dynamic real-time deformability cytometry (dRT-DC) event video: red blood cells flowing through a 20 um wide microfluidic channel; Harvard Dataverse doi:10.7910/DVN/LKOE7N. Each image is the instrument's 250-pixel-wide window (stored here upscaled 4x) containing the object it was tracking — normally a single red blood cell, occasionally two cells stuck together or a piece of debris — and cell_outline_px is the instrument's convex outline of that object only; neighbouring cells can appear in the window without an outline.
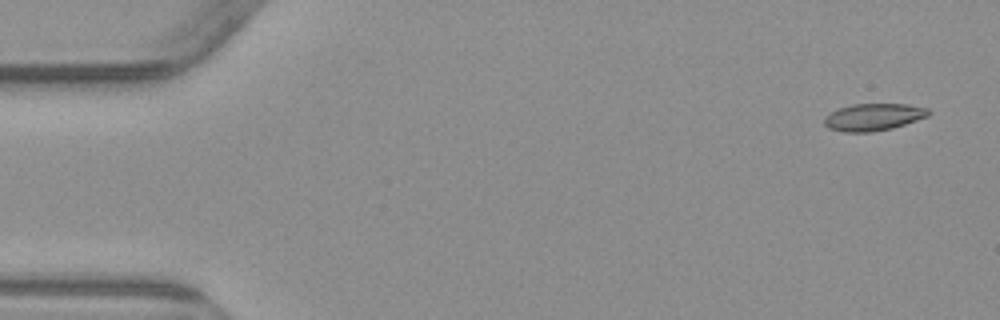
{"species": "common noctule bat (a hibernating species)", "species_latin": "Nyctalus noctula", "temperature_condition": "warm", "stored_images_in_passage": 4, "camera_frame_rate_fps": 3000, "um_per_image_px": 0.085, "animal": {"sex": "male", "body_mass_g": 23.1, "forearm_length_mm": 52.7}, "frame": {"image": 1, "passage_image": 1, "time_ms": 0.0, "image_size_px": [1000, 320], "cell_outline_px": [[932, 112], [928, 116], [892, 128], [872, 132], [844, 132], [828, 128], [824, 124], [824, 116], [840, 108], [852, 104], [908, 104], [928, 108]], "centroid_in_image_um": [74.25, 9.95], "position_along_channel_um": 10.8, "area_um2": 16.47}}
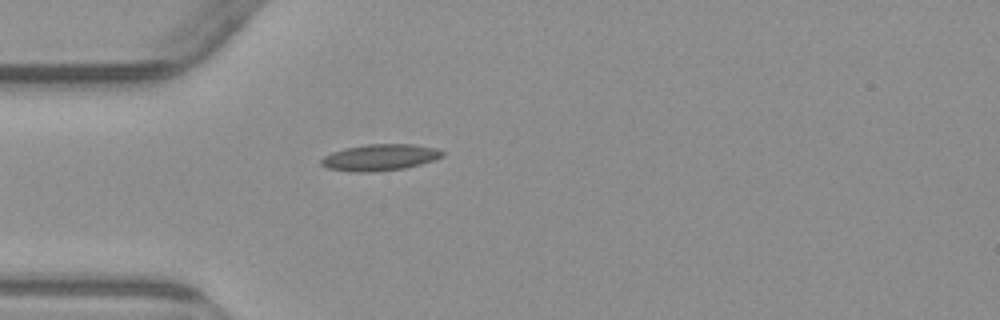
{"frame": {"image": 2, "passage_image": 4, "time_ms": 4.333, "image_size_px": [1000, 320], "cell_outline_px": [[444, 156], [420, 164], [404, 168], [372, 172], [360, 172], [328, 168], [320, 164], [320, 160], [324, 156], [332, 152], [344, 148], [364, 144], [412, 144], [436, 148], [444, 152]], "centroid_in_image_um": [32.28, 13.37], "position_along_channel_um": 52.7, "area_um2": 18.55}}